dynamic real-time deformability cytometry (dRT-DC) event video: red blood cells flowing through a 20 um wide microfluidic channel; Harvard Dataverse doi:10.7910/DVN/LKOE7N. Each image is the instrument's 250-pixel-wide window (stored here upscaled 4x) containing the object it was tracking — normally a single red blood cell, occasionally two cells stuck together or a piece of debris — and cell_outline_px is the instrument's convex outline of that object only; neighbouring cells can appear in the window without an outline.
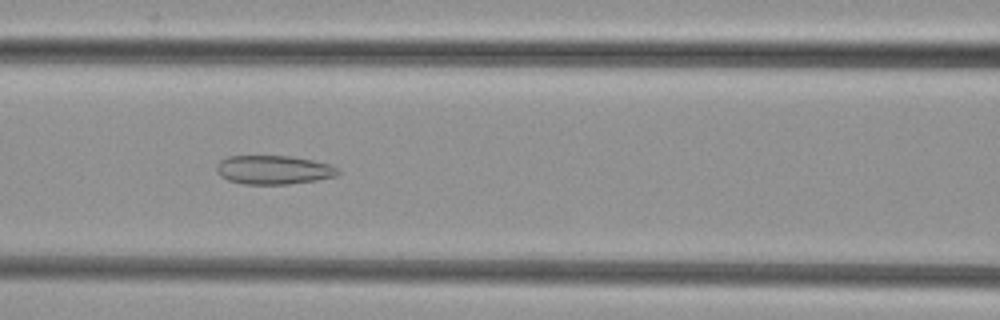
{"species": "common noctule bat (a hibernating species)", "species_latin": "Nyctalus noctula", "temperature_condition": "cold", "stored_images_in_passage": 41, "camera_frame_rate_fps": 3000, "um_per_image_px": 0.085, "animal": {"sex": "female", "body_mass_g": 29.2, "forearm_length_mm": 56.3}, "frame": {"image": 1, "passage_image": 19, "time_ms": 6.0, "image_size_px": [1000, 320], "cell_outline_px": [[340, 172], [336, 176], [316, 180], [288, 184], [244, 184], [228, 180], [220, 176], [216, 172], [216, 164], [220, 160], [228, 156], [292, 156], [312, 160], [328, 164], [336, 168]], "centroid_in_image_um": [23.21, 14.43], "position_along_channel_um": 143.4, "area_um2": 20.4}}
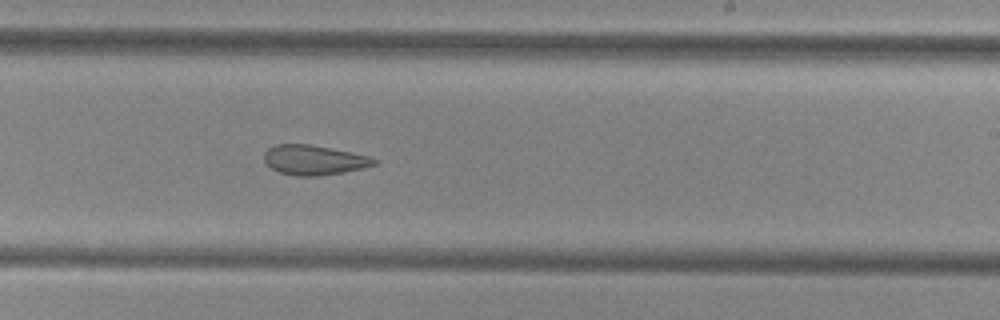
{"frame": {"image": 2, "passage_image": 28, "time_ms": 9.0, "image_size_px": [1000, 320], "cell_outline_px": [[380, 160], [376, 164], [344, 172], [320, 176], [296, 176], [280, 172], [272, 168], [264, 160], [264, 152], [268, 148], [276, 144], [308, 144], [368, 156]], "centroid_in_image_um": [26.67, 13.6], "position_along_channel_um": 262.3, "area_um2": 18.84}}
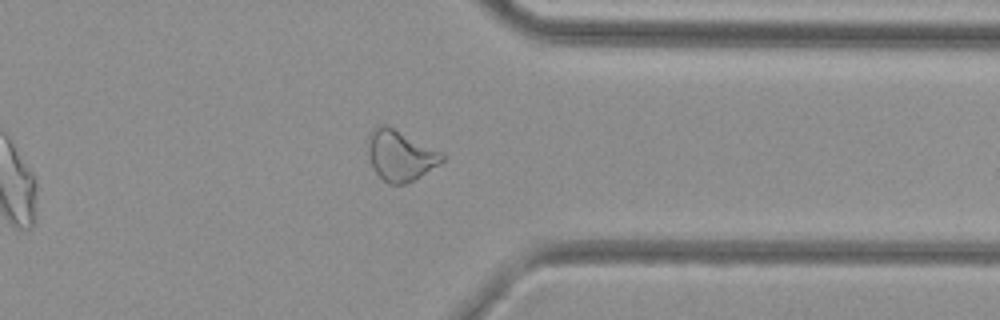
{"frame": {"image": 3, "passage_image": 37, "time_ms": 12.0, "image_size_px": [1000, 320], "cell_outline_px": [[444, 160], [420, 176], [404, 184], [388, 184], [372, 168], [368, 152], [368, 132], [376, 124], [388, 124], [444, 152]], "centroid_in_image_um": [34.01, 13.15], "position_along_channel_um": 377.4, "area_um2": 22.2}}